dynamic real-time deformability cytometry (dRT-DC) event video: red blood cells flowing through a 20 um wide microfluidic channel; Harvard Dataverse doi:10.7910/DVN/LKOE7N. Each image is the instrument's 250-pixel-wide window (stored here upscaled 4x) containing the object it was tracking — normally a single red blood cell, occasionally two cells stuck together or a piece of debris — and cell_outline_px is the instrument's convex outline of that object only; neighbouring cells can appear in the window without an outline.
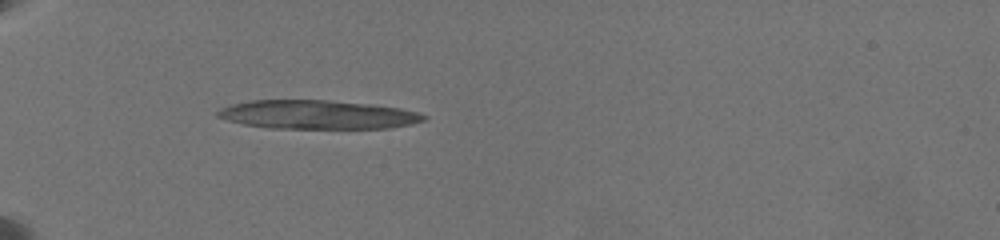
{"species": "common noctule bat (a hibernating species)", "species_latin": "Nyctalus noctula", "temperature_condition": "warm", "stored_images_in_passage": 47, "segment_of_instrument_passage": [1, 2], "camera_frame_rate_fps": 3000, "um_per_image_px": 0.085, "animal": {"sex": "female", "body_mass_g": 19.5, "forearm_length_mm": 54.1}, "frame": {"image": 1, "passage_image": 8, "time_ms": 6.0, "image_size_px": [1000, 240], "cell_outline_px": [[428, 116], [424, 120], [408, 124], [388, 128], [272, 128], [244, 124], [228, 120], [216, 116], [216, 112], [224, 108], [236, 104], [252, 100], [324, 100], [368, 104], [400, 108], [416, 112]], "centroid_in_image_um": [27.0, 9.74], "position_along_channel_um": 58.0, "area_um2": 33.93}}